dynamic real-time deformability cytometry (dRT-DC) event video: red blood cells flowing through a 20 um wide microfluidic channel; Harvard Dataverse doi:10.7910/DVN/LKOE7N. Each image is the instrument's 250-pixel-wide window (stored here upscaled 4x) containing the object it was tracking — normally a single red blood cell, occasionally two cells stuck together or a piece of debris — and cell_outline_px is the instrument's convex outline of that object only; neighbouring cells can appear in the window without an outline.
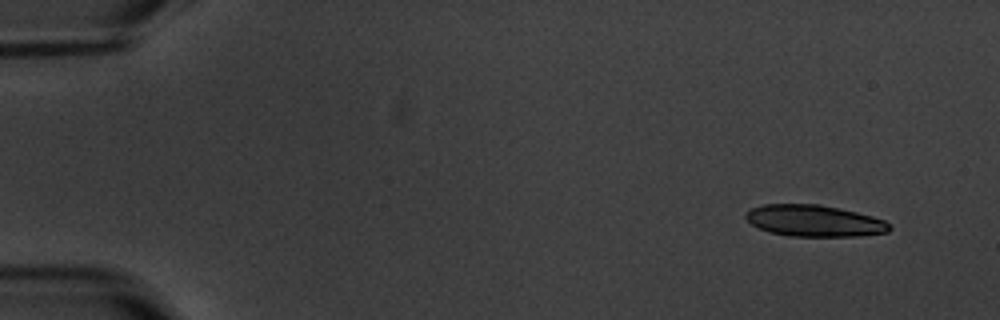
{"species": "common noctule bat (a hibernating species)", "species_latin": "Nyctalus noctula", "temperature_condition": "warm", "stored_images_in_passage": 5, "camera_frame_rate_fps": 3000, "um_per_image_px": 0.085, "animal": {"sex": "male", "body_mass_g": 20.1, "forearm_length_mm": 53.5}, "frame": {"image": 1, "passage_image": 1, "time_ms": 0.0, "image_size_px": [1000, 320], "cell_outline_px": [[892, 228], [888, 232], [860, 236], [788, 236], [768, 232], [752, 224], [744, 216], [744, 212], [752, 208], [764, 204], [820, 204], [840, 208], [872, 216], [884, 220]], "centroid_in_image_um": [69.2, 18.76], "position_along_channel_um": 15.8, "area_um2": 26.47}}
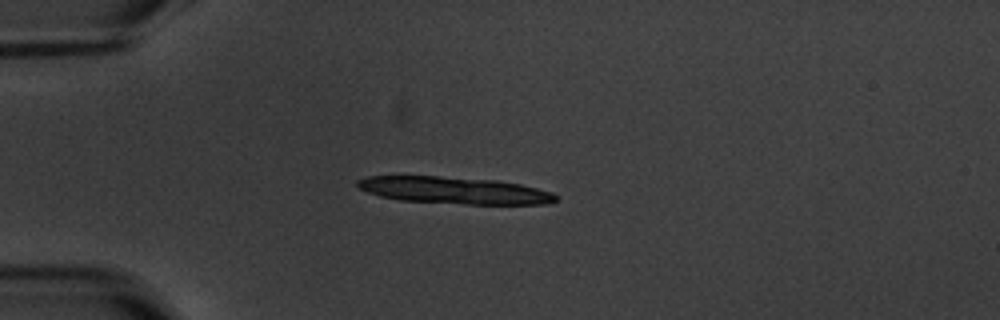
{"frame": {"image": 2, "passage_image": 4, "time_ms": 3.667, "image_size_px": [1000, 320], "cell_outline_px": [[556, 200], [544, 204], [464, 204], [400, 200], [380, 196], [368, 192], [360, 188], [356, 184], [356, 180], [368, 176], [436, 176], [496, 180], [520, 184], [552, 192], [556, 196]], "centroid_in_image_um": [38.59, 16.18], "position_along_channel_um": 46.4, "area_um2": 30.92}}